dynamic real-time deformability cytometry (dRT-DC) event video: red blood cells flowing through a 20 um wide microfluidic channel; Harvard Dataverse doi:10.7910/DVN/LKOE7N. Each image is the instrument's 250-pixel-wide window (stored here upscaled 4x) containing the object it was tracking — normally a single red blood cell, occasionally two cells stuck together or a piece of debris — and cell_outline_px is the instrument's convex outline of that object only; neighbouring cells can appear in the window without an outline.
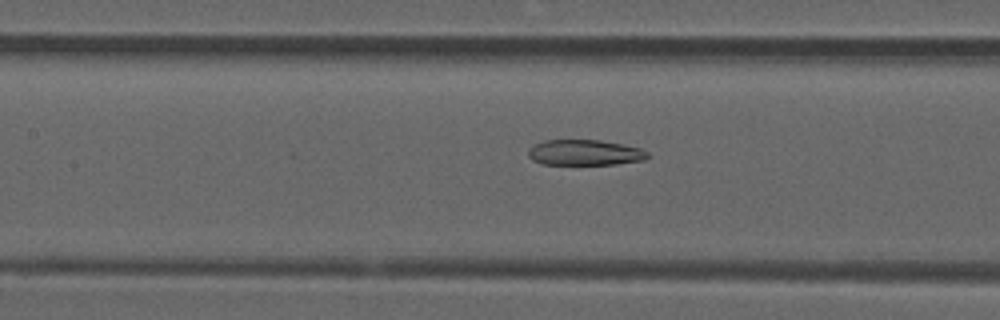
{"species": "common noctule bat (a hibernating species)", "species_latin": "Nyctalus noctula", "temperature_condition": "room temperature", "stored_images_in_passage": 52, "camera_frame_rate_fps": 3000, "um_per_image_px": 0.085, "animal": {"sex": "male", "forearm_length_mm": 52.5}, "frame": {"image": 1, "passage_image": 24, "time_ms": 7.667, "image_size_px": [1000, 320], "cell_outline_px": [[648, 156], [644, 160], [616, 164], [544, 164], [532, 160], [528, 156], [528, 148], [544, 140], [600, 140], [624, 144], [640, 148], [648, 152]], "centroid_in_image_um": [49.7, 12.96], "position_along_channel_um": 157.7, "area_um2": 17.8}}
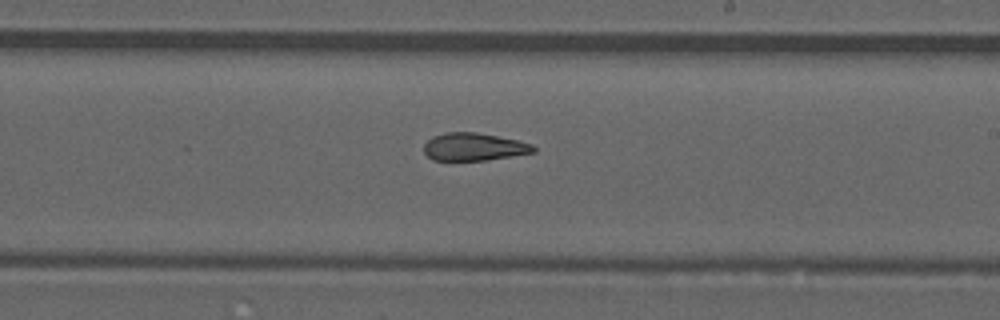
{"frame": {"image": 2, "passage_image": 31, "time_ms": 10.0, "image_size_px": [1000, 320], "cell_outline_px": [[536, 152], [488, 160], [432, 160], [424, 152], [424, 144], [432, 136], [444, 132], [476, 132], [516, 140], [532, 144], [536, 148]], "centroid_in_image_um": [40.27, 12.48], "position_along_channel_um": 248.7, "area_um2": 17.69}}
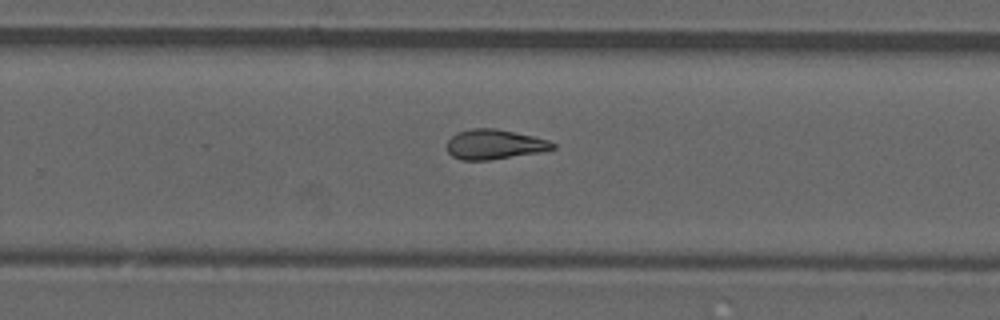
{"frame": {"image": 3, "passage_image": 34, "time_ms": 11.0, "image_size_px": [1000, 320], "cell_outline_px": [[556, 148], [544, 152], [488, 160], [460, 160], [452, 156], [448, 152], [448, 140], [456, 132], [472, 128], [496, 128], [532, 136], [548, 140], [556, 144]], "centroid_in_image_um": [42.04, 12.27], "position_along_channel_um": 287.8, "area_um2": 18.5}, "authors_computed_cell_mechanics": {"area_um2": 19.0451, "velocity_mm_per_s": 3.9211, "shape_relaxation_time_tau1_ms": null, "shape_relaxation_time_tau2_ms": 3.7117, "deformation_change_tau1": null, "deformation_change_tau2": 0.1251}}